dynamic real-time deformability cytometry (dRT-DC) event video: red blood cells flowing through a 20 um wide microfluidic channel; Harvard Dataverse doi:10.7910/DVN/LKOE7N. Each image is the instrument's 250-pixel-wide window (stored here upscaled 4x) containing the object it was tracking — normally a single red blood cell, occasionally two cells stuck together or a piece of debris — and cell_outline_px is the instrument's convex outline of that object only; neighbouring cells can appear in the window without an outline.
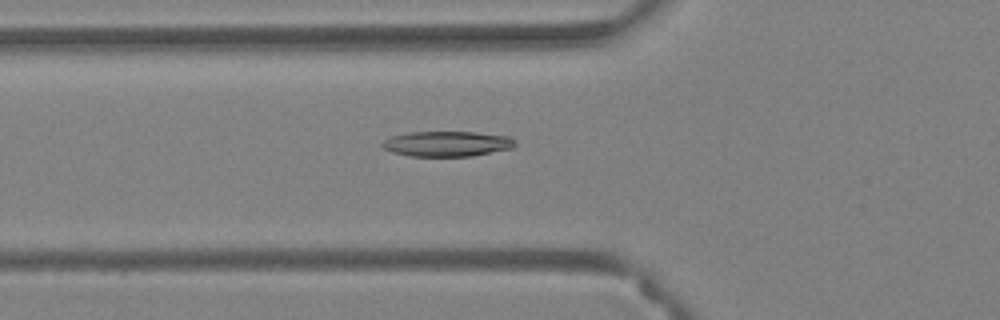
{"species": "Egyptian fruit bat (a non-hibernating species)", "species_latin": "Rousettus aegyptiacus", "temperature_condition": "warm", "stored_images_in_passage": 36, "camera_frame_rate_fps": 3000, "um_per_image_px": 0.085, "animal": {"sex": "female"}, "frame": {"image": 1, "passage_image": 9, "time_ms": 2.667, "image_size_px": [1000, 320], "cell_outline_px": [[516, 144], [512, 148], [472, 156], [408, 156], [392, 152], [384, 148], [380, 144], [384, 140], [392, 136], [408, 132], [476, 132], [508, 136], [516, 140]], "centroid_in_image_um": [38.0, 12.22], "position_along_channel_um": 87.8, "area_um2": 19.59}}
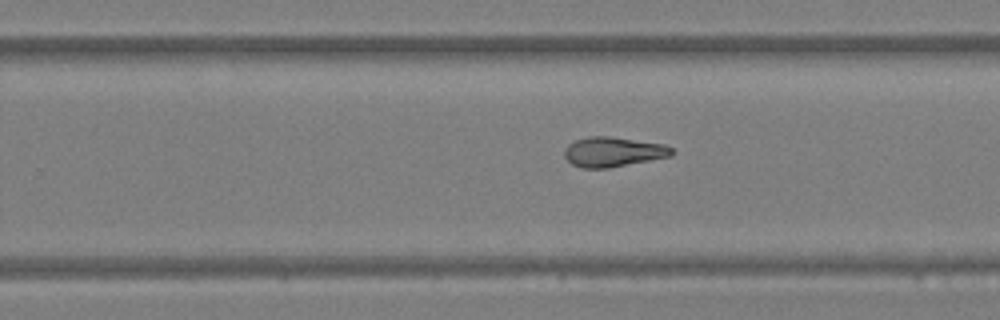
{"frame": {"image": 2, "passage_image": 24, "time_ms": 7.667, "image_size_px": [1000, 320], "cell_outline_px": [[676, 152], [672, 156], [608, 168], [580, 168], [572, 164], [564, 156], [564, 148], [568, 144], [576, 140], [588, 136], [608, 136], [664, 144], [672, 148]], "centroid_in_image_um": [52.12, 12.91], "position_along_channel_um": 277.7, "area_um2": 18.73}}
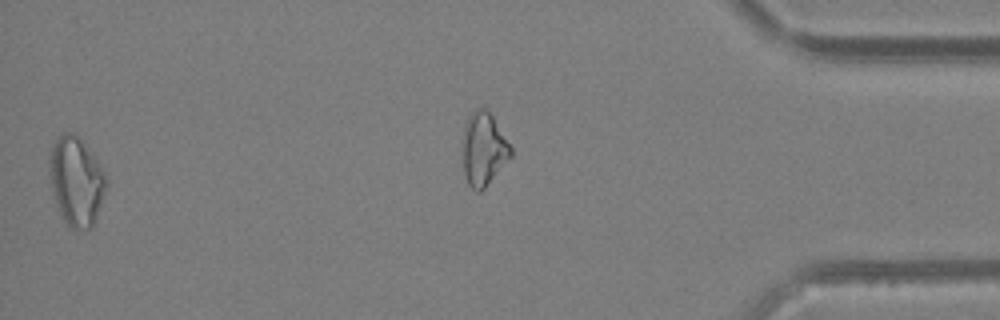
{"frame": {"image": 3, "passage_image": 35, "time_ms": 11.333, "image_size_px": [1000, 320], "cell_outline_px": [[108, 184], [92, 228], [68, 228], [64, 224], [52, 188], [48, 164], [48, 160], [52, 148], [56, 140], [64, 132], [72, 132], [84, 144], [96, 160], [104, 172], [108, 180]], "centroid_in_image_um": [6.48, 15.43], "position_along_channel_um": 428.7, "area_um2": 28.9}, "authors_computed_cell_mechanics": {"area_um2": 19.074, "velocity_mm_per_s": 3.7926, "shape_relaxation_time_tau1_ms": null, "shape_relaxation_time_tau2_ms": 3.6258, "deformation_change_tau1": null, "deformation_change_tau2": 0.1137}}